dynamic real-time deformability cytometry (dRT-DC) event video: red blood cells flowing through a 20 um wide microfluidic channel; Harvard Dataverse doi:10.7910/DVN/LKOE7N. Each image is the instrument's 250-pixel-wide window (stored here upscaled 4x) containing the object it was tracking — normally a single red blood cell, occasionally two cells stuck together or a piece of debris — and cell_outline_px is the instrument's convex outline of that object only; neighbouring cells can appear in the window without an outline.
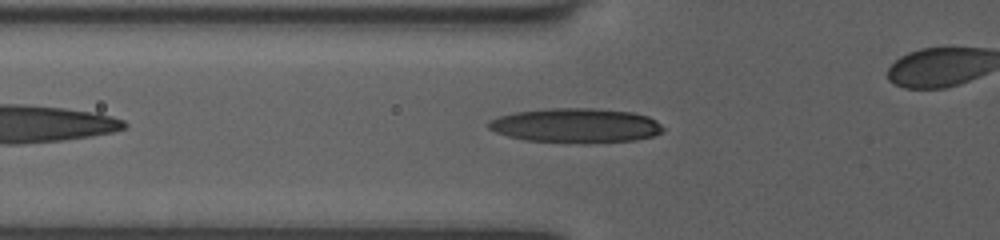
{"species": "human", "species_latin": "Homo sapiens", "temperature_condition": "room temperature", "stored_images_in_passage": 32, "camera_frame_rate_fps": 3000, "um_per_image_px": 0.085, "donor": {"sex": "female"}, "frame": {"image": 1, "passage_image": 6, "time_ms": 1.667, "image_size_px": [1000, 240], "cell_outline_px": [[664, 132], [652, 136], [636, 140], [584, 144], [524, 140], [508, 136], [496, 132], [488, 128], [488, 120], [500, 116], [516, 112], [548, 108], [592, 108], [632, 112], [648, 116], [656, 120], [664, 128]], "centroid_in_image_um": [48.96, 10.68], "position_along_channel_um": 76.8, "area_um2": 35.43}}
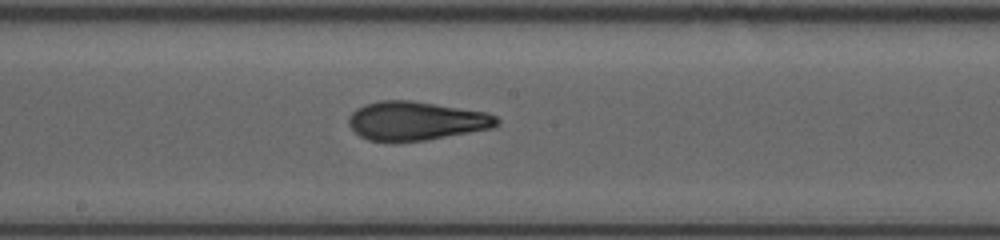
{"frame": {"image": 2, "passage_image": 16, "time_ms": 5.0, "image_size_px": [1000, 240], "cell_outline_px": [[500, 124], [492, 128], [428, 140], [368, 140], [360, 136], [348, 124], [348, 120], [352, 112], [356, 108], [364, 104], [380, 100], [412, 100], [488, 112], [496, 116], [500, 120]], "centroid_in_image_um": [35.4, 10.25], "position_along_channel_um": 212.8, "area_um2": 33.41}}
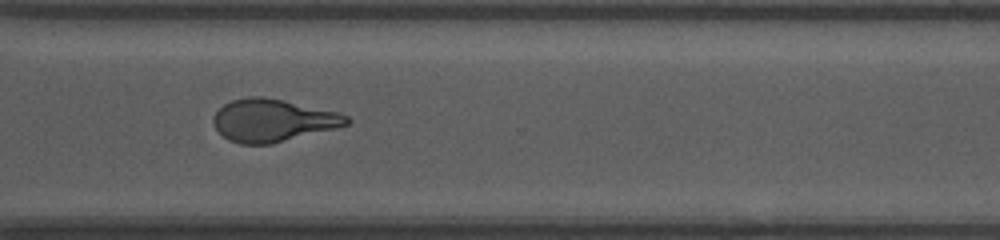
{"frame": {"image": 3, "passage_image": 26, "time_ms": 8.333, "image_size_px": [1000, 240], "cell_outline_px": [[352, 120], [348, 124], [272, 144], [240, 144], [228, 140], [216, 128], [212, 120], [216, 112], [224, 104], [232, 100], [248, 96], [260, 96], [284, 100], [336, 112], [348, 116]], "centroid_in_image_um": [23.15, 10.23], "position_along_channel_um": 347.4, "area_um2": 32.66}}